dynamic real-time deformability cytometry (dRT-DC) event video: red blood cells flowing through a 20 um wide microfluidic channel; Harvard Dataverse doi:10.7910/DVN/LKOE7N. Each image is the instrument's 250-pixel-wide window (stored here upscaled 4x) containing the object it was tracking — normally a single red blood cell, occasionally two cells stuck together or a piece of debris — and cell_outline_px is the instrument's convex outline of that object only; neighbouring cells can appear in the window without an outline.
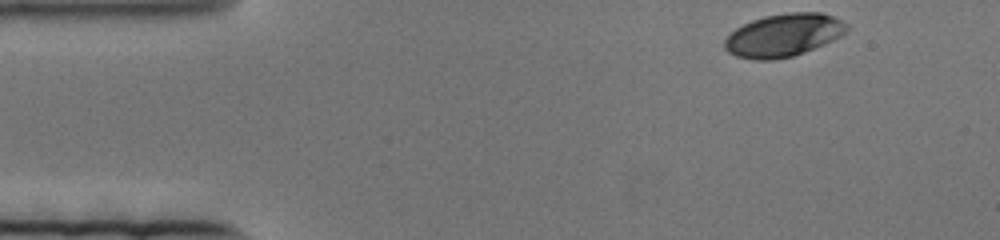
{"species": "human", "species_latin": "Homo sapiens", "temperature_condition": "cold", "stored_images_in_passage": 75, "camera_frame_rate_fps": 3000, "um_per_image_px": 0.085, "donor": {"sex": "female"}, "frame": {"image": 1, "passage_image": 1, "time_ms": 0.0, "image_size_px": [1000, 240], "cell_outline_px": [[848, 32], [832, 40], [804, 52], [792, 56], [772, 60], [756, 60], [736, 56], [728, 52], [724, 48], [724, 40], [736, 28], [752, 20], [764, 16], [788, 12], [820, 12], [832, 16], [848, 24]], "centroid_in_image_um": [66.6, 2.99], "position_along_channel_um": 18.4, "area_um2": 30.4}}
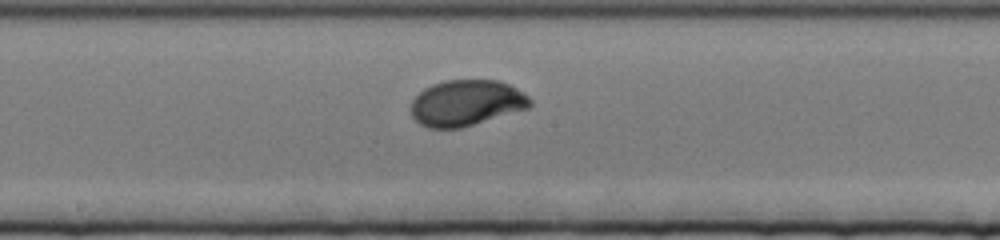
{"frame": {"image": 2, "passage_image": 35, "time_ms": 11.333, "image_size_px": [1000, 240], "cell_outline_px": [[532, 104], [528, 108], [460, 128], [428, 128], [420, 124], [412, 116], [412, 100], [424, 88], [432, 84], [444, 80], [500, 80], [524, 92], [532, 100]], "centroid_in_image_um": [39.64, 8.74], "position_along_channel_um": 208.6, "area_um2": 31.79}}
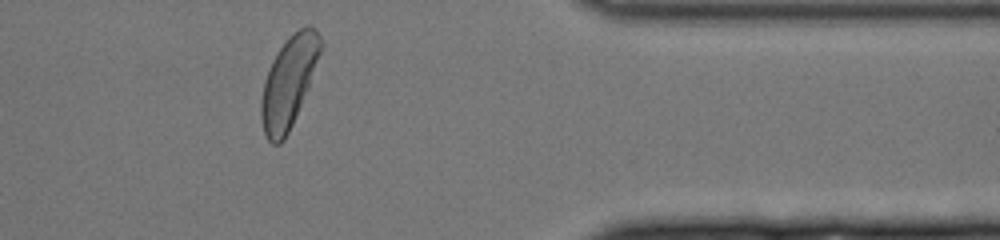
{"frame": {"image": 3, "passage_image": 60, "time_ms": 19.667, "image_size_px": [1000, 240], "cell_outline_px": [[324, 44], [308, 88], [292, 124], [284, 140], [280, 144], [272, 144], [268, 140], [264, 132], [260, 116], [260, 100], [264, 80], [268, 68], [276, 52], [288, 36], [304, 24], [308, 24], [316, 28]], "centroid_in_image_um": [24.54, 6.92], "position_along_channel_um": 386.9, "area_um2": 31.79}}